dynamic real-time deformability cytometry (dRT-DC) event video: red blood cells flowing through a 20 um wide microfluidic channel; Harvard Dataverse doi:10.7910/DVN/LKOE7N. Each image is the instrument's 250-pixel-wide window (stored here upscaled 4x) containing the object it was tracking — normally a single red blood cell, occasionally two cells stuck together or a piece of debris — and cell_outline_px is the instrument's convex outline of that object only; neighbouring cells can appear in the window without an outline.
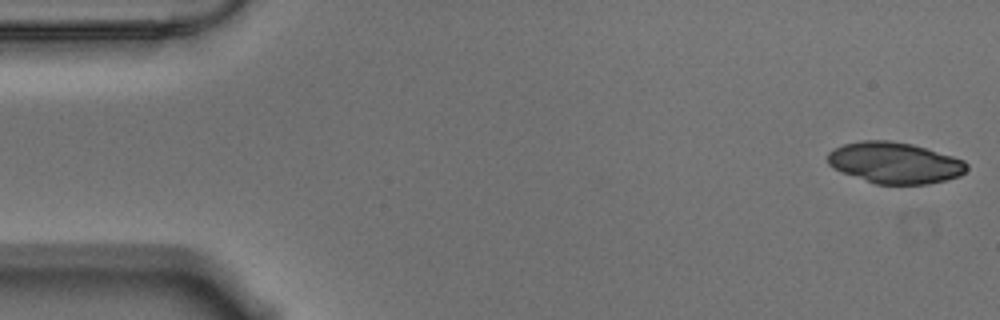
{"species": "Egyptian fruit bat (a non-hibernating species)", "species_latin": "Rousettus aegyptiacus", "temperature_condition": "warm", "stored_images_in_passage": 55, "segment_of_instrument_passage": [1, 2], "camera_frame_rate_fps": 3000, "um_per_image_px": 0.085, "animal": {"sex": "male"}, "frame": {"image": 1, "passage_image": 1, "time_ms": 0.0, "image_size_px": [1000, 320], "cell_outline_px": [[968, 168], [960, 176], [948, 180], [928, 184], [876, 184], [840, 172], [832, 168], [828, 164], [828, 152], [832, 148], [844, 144], [860, 140], [888, 140], [912, 144], [952, 156], [964, 160], [968, 164]], "centroid_in_image_um": [76.03, 13.84], "position_along_channel_um": 9.0, "area_um2": 33.64}}
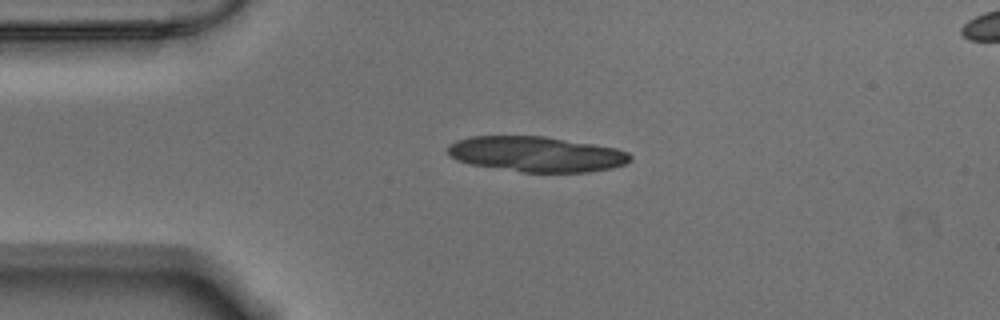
{"frame": {"image": 2, "passage_image": 12, "time_ms": 3.667, "image_size_px": [1000, 320], "cell_outline_px": [[632, 160], [624, 164], [612, 168], [588, 172], [524, 172], [472, 164], [456, 160], [448, 156], [448, 144], [456, 140], [472, 136], [544, 136], [616, 148], [628, 152], [632, 156]], "centroid_in_image_um": [45.59, 13.1], "position_along_channel_um": 39.4, "area_um2": 37.51}}